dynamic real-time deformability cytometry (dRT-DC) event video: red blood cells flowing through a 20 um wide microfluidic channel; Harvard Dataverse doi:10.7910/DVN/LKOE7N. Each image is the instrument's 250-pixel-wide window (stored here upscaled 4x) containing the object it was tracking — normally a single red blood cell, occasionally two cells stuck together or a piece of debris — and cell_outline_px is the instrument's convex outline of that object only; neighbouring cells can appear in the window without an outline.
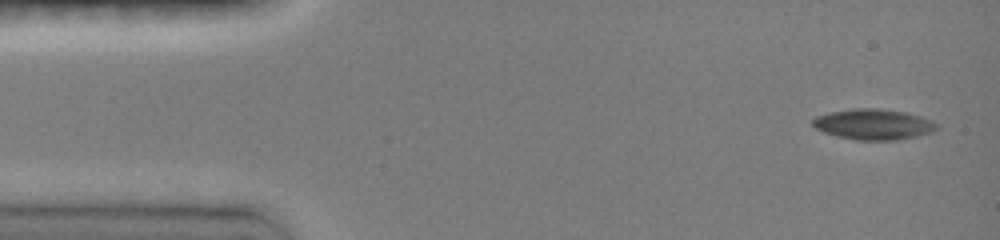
{"species": "common noctule bat (a hibernating species)", "species_latin": "Nyctalus noctula", "temperature_condition": "room temperature", "stored_images_in_passage": 12, "camera_frame_rate_fps": 3000, "um_per_image_px": 0.085, "animal": {"sex": "female", "body_mass_g": 19.0, "forearm_length_mm": 51.5}, "frame": {"image": 1, "passage_image": 1, "time_ms": 0.0, "image_size_px": [1000, 240], "cell_outline_px": [[936, 128], [932, 132], [916, 136], [896, 140], [856, 140], [836, 136], [824, 132], [816, 128], [812, 124], [812, 120], [816, 116], [828, 112], [852, 108], [876, 108], [904, 112], [920, 116], [932, 120], [936, 124]], "centroid_in_image_um": [74.21, 10.56], "position_along_channel_um": 10.8, "area_um2": 22.08}}
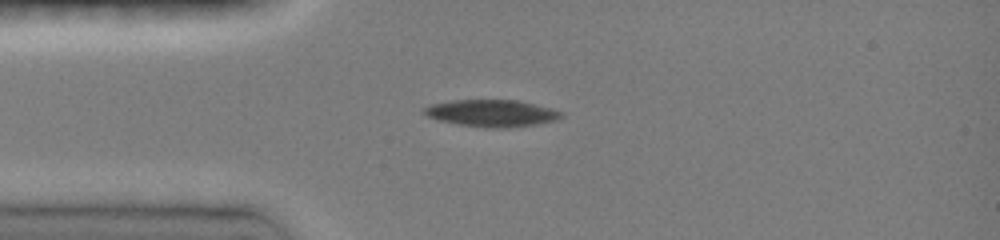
{"frame": {"image": 2, "passage_image": 7, "time_ms": 3.0, "image_size_px": [1000, 240], "cell_outline_px": [[564, 116], [556, 120], [540, 124], [508, 128], [484, 128], [456, 124], [440, 120], [428, 116], [420, 112], [424, 108], [432, 104], [452, 100], [516, 100], [552, 108], [564, 112]], "centroid_in_image_um": [41.83, 9.63], "position_along_channel_um": 43.2, "area_um2": 21.79}}
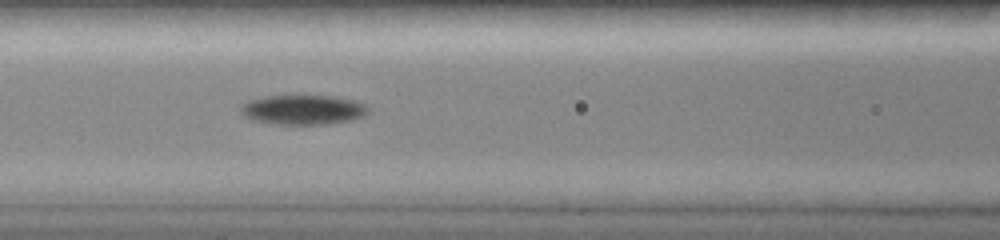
{"frame": {"image": 3, "passage_image": 12, "time_ms": 5.667, "image_size_px": [1000, 240], "cell_outline_px": [[368, 112], [364, 116], [352, 120], [328, 124], [272, 124], [252, 120], [244, 116], [240, 112], [240, 104], [248, 100], [264, 96], [332, 96], [356, 100], [364, 104], [368, 108]], "centroid_in_image_um": [25.73, 9.33], "position_along_channel_um": 140.9, "area_um2": 22.25}}